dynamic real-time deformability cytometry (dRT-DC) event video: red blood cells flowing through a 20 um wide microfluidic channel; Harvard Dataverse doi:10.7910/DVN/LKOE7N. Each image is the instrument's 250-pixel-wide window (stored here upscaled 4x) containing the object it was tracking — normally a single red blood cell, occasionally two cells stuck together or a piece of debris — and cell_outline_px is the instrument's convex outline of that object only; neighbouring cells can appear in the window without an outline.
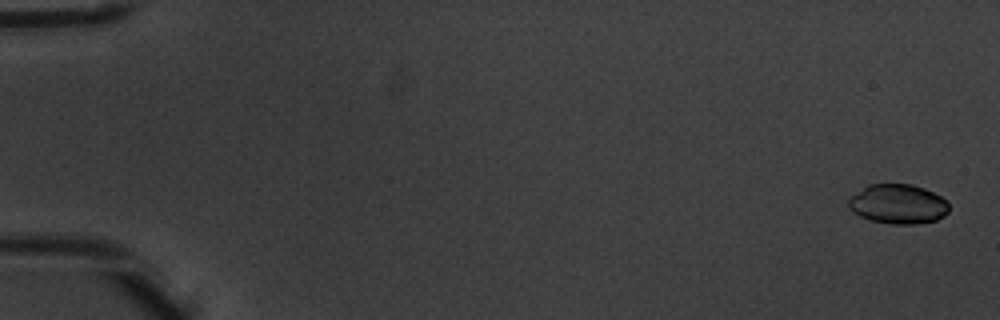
{"species": "common noctule bat (a hibernating species)", "species_latin": "Nyctalus noctula", "temperature_condition": "warm", "stored_images_in_passage": 5, "camera_frame_rate_fps": 3000, "um_per_image_px": 0.085, "animal": {"sex": "male", "body_mass_g": 20.1, "forearm_length_mm": 53.5}, "frame": {"image": 1, "passage_image": 1, "time_ms": 0.0, "image_size_px": [1000, 320], "cell_outline_px": [[948, 212], [944, 216], [936, 220], [916, 224], [892, 224], [872, 220], [860, 216], [852, 212], [848, 208], [848, 200], [852, 196], [868, 184], [912, 184], [924, 188], [940, 196], [948, 204]], "centroid_in_image_um": [76.32, 17.35], "position_along_channel_um": 8.7, "area_um2": 23.06}}
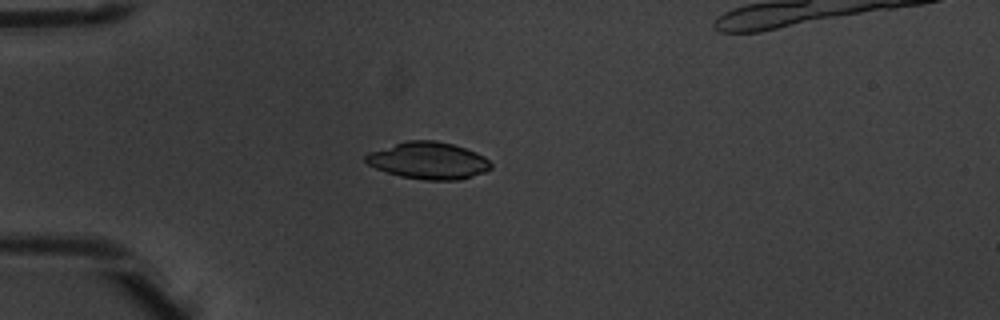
{"frame": {"image": 2, "passage_image": 4, "time_ms": 1.0, "image_size_px": [1000, 320], "cell_outline_px": [[492, 168], [484, 172], [460, 180], [424, 180], [400, 176], [376, 168], [368, 164], [364, 160], [364, 156], [368, 152], [408, 140], [436, 140], [452, 144], [476, 152], [484, 156], [492, 164]], "centroid_in_image_um": [36.42, 13.65], "position_along_channel_um": 48.6, "area_um2": 26.93}}